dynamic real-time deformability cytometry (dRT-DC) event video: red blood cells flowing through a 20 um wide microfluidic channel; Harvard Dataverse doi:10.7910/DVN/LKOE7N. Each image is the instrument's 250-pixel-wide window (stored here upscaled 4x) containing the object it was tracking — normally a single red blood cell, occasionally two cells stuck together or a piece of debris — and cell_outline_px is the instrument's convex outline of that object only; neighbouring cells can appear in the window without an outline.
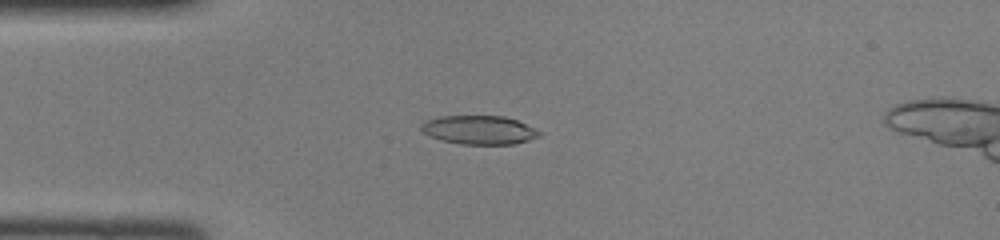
{"species": "common noctule bat (a hibernating species)", "species_latin": "Nyctalus noctula", "temperature_condition": "room temperature", "stored_images_in_passage": 47, "camera_frame_rate_fps": 3000, "um_per_image_px": 0.085, "animal": {"sex": "female", "body_mass_g": 22.0, "forearm_length_mm": 56.7}, "frame": {"image": 1, "passage_image": 12, "time_ms": 3.667, "image_size_px": [1000, 240], "cell_outline_px": [[540, 136], [528, 140], [512, 144], [460, 144], [440, 140], [428, 136], [420, 132], [420, 124], [424, 120], [440, 116], [504, 116], [516, 120], [540, 132]], "centroid_in_image_um": [40.62, 11.04], "position_along_channel_um": 44.4, "area_um2": 19.83}}
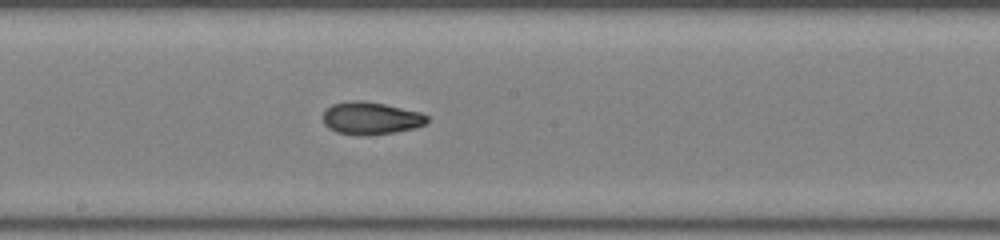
{"frame": {"image": 2, "passage_image": 25, "time_ms": 8.0, "image_size_px": [1000, 240], "cell_outline_px": [[428, 120], [424, 124], [416, 128], [396, 132], [368, 136], [360, 136], [336, 132], [328, 128], [324, 124], [324, 112], [332, 104], [352, 100], [360, 100], [384, 104], [420, 112], [428, 116]], "centroid_in_image_um": [31.52, 10.06], "position_along_channel_um": 216.7, "area_um2": 19.83}}
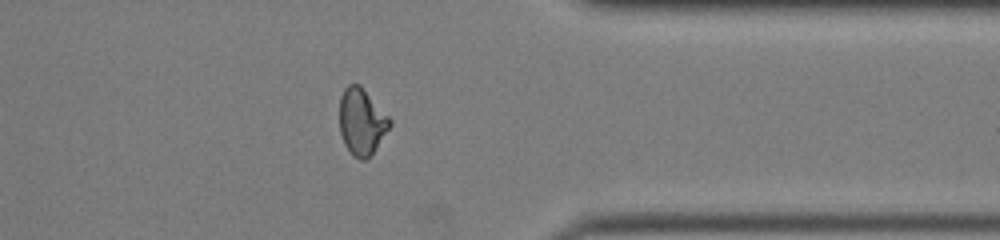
{"frame": {"image": 3, "passage_image": 37, "time_ms": 12.0, "image_size_px": [1000, 240], "cell_outline_px": [[392, 124], [372, 152], [364, 160], [360, 160], [352, 156], [344, 144], [340, 132], [340, 96], [344, 88], [348, 84], [360, 84], [392, 120]], "centroid_in_image_um": [30.72, 10.32], "position_along_channel_um": 380.7, "area_um2": 19.36}}